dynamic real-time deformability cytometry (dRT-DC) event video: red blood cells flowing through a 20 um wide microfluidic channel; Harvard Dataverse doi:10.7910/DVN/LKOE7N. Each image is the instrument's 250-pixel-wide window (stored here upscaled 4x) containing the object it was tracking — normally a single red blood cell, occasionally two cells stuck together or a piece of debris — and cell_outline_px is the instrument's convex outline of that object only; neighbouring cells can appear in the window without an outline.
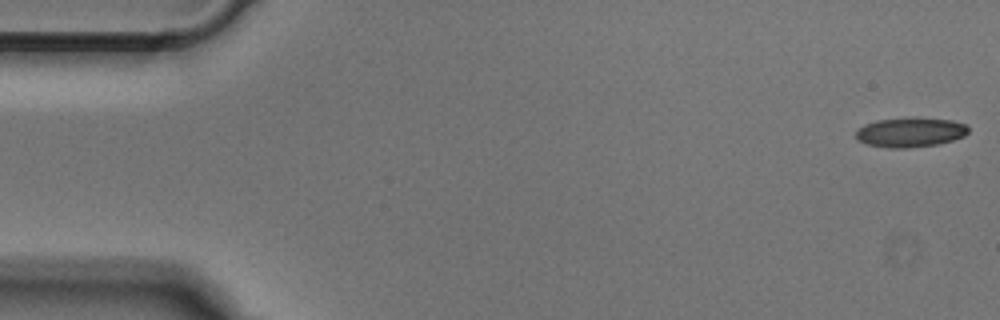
{"species": "Egyptian fruit bat (a non-hibernating species)", "species_latin": "Rousettus aegyptiacus", "temperature_condition": "cold", "stored_images_in_passage": 50, "camera_frame_rate_fps": 3000, "um_per_image_px": 0.085, "animal": {"sex": "male"}, "frame": {"image": 1, "passage_image": 1, "time_ms": 0.0, "image_size_px": [1000, 320], "cell_outline_px": [[968, 132], [964, 136], [952, 140], [936, 144], [908, 148], [888, 148], [868, 144], [856, 140], [856, 132], [864, 124], [876, 120], [912, 116], [916, 116], [952, 120], [968, 124]], "centroid_in_image_um": [77.39, 11.21], "position_along_channel_um": 7.6, "area_um2": 19.77}}
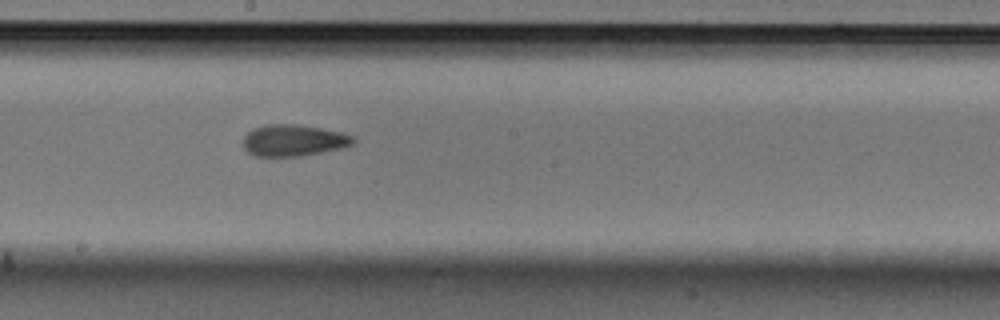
{"frame": {"image": 2, "passage_image": 27, "time_ms": 8.667, "image_size_px": [1000, 320], "cell_outline_px": [[356, 140], [352, 144], [340, 148], [300, 156], [252, 156], [244, 148], [244, 136], [252, 128], [268, 124], [296, 124], [320, 128], [340, 132], [352, 136]], "centroid_in_image_um": [24.91, 11.93], "position_along_channel_um": 223.3, "area_um2": 20.06}}
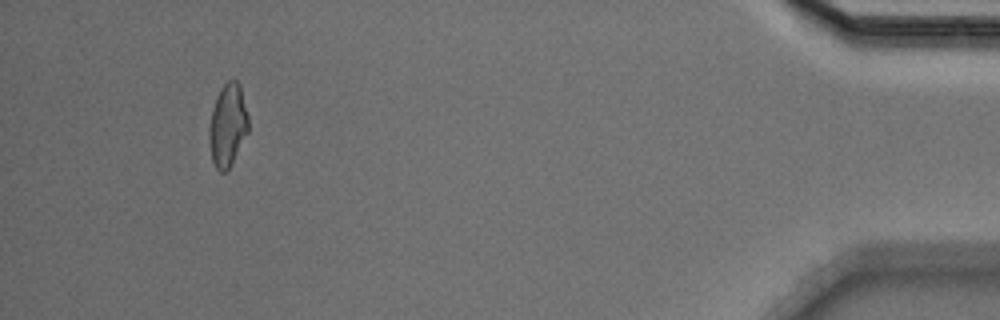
{"frame": {"image": 3, "passage_image": 47, "time_ms": 15.333, "image_size_px": [1000, 320], "cell_outline_px": [[248, 132], [228, 168], [224, 172], [220, 172], [216, 168], [212, 160], [208, 136], [208, 128], [212, 108], [216, 96], [224, 84], [228, 80], [236, 80], [240, 84], [248, 116]], "centroid_in_image_um": [19.34, 10.61], "position_along_channel_um": 415.9, "area_um2": 18.79}}